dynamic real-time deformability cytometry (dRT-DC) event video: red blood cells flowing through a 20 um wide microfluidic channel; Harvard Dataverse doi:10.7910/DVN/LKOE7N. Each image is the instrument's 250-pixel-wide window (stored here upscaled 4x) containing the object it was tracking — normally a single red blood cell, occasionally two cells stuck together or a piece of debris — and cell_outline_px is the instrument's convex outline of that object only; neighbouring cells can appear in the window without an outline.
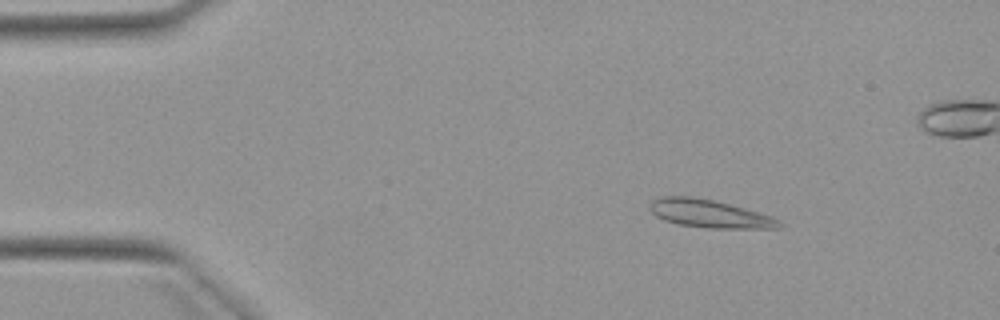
{"species": "Egyptian fruit bat (a non-hibernating species)", "species_latin": "Rousettus aegyptiacus", "temperature_condition": "warm", "stored_images_in_passage": 5, "camera_frame_rate_fps": 3000, "um_per_image_px": 0.085, "animal": {"sex": "female"}, "frame": {"image": 1, "passage_image": 2, "time_ms": 2.0, "image_size_px": [1000, 320], "cell_outline_px": [[784, 224], [780, 228], [708, 228], [676, 224], [664, 220], [656, 216], [652, 212], [652, 200], [660, 196], [692, 196], [712, 200], [744, 208], [772, 216], [780, 220]], "centroid_in_image_um": [60.33, 18.17], "position_along_channel_um": 24.7, "area_um2": 20.98}}
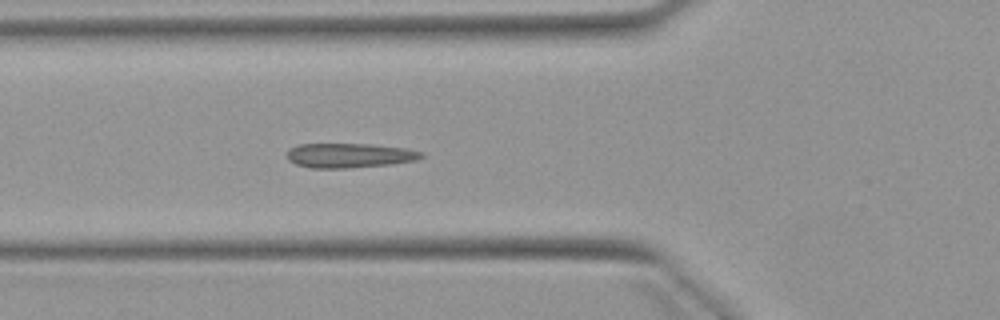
{"frame": {"image": 2, "passage_image": 5, "time_ms": 5.667, "image_size_px": [1000, 320], "cell_outline_px": [[424, 156], [416, 160], [392, 164], [348, 168], [312, 168], [296, 164], [288, 160], [288, 152], [296, 144], [372, 144], [404, 148], [424, 152]], "centroid_in_image_um": [29.73, 13.21], "position_along_channel_um": 96.1, "area_um2": 19.19}}